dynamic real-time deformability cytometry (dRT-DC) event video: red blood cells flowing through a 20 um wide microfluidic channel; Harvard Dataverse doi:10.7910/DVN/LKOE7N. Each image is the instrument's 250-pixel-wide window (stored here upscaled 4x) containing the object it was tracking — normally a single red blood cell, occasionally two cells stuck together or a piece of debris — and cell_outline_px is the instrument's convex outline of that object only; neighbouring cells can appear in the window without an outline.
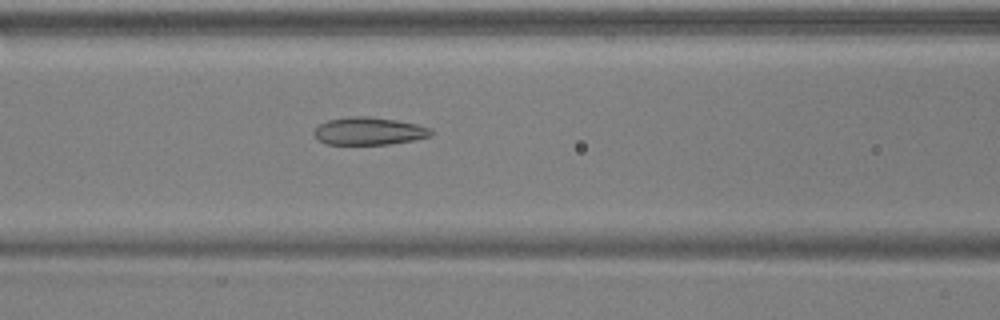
{"species": "common noctule bat (a hibernating species)", "species_latin": "Nyctalus noctula", "temperature_condition": "warm", "stored_images_in_passage": 29, "camera_frame_rate_fps": 3000, "um_per_image_px": 0.085, "animal": {"sex": "male", "body_mass_g": 17.9, "forearm_length_mm": 54.2}, "frame": {"image": 1, "passage_image": 7, "time_ms": 2.0, "image_size_px": [1000, 320], "cell_outline_px": [[432, 136], [416, 140], [388, 144], [328, 144], [320, 140], [312, 132], [320, 124], [328, 120], [348, 116], [368, 116], [396, 120], [416, 124], [432, 128]], "centroid_in_image_um": [31.4, 11.14], "position_along_channel_um": 135.2, "area_um2": 18.84}}
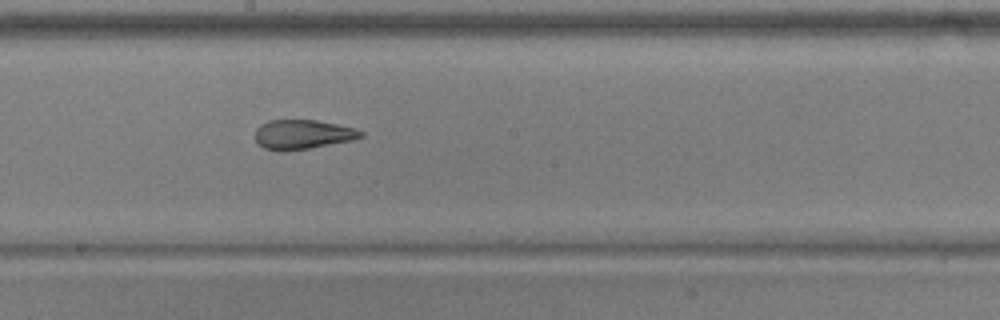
{"frame": {"image": 2, "passage_image": 14, "time_ms": 4.333, "image_size_px": [1000, 320], "cell_outline_px": [[364, 136], [352, 140], [288, 152], [276, 152], [264, 148], [256, 140], [256, 128], [260, 124], [268, 120], [316, 120], [356, 128], [364, 132]], "centroid_in_image_um": [25.71, 11.44], "position_along_channel_um": 222.5, "area_um2": 18.32}}
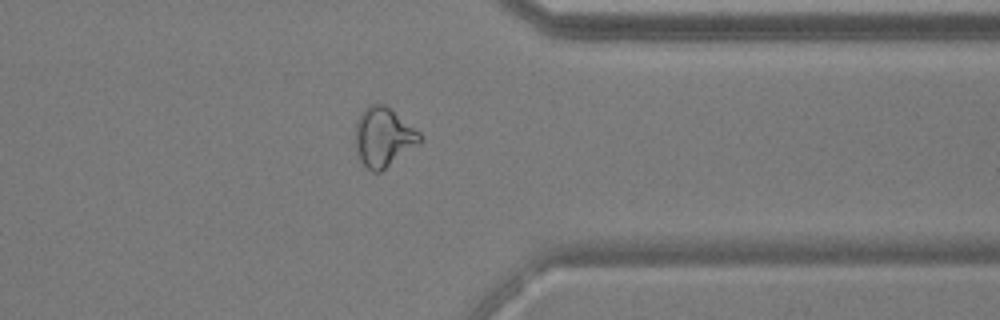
{"frame": {"image": 3, "passage_image": 27, "time_ms": 8.667, "image_size_px": [1000, 320], "cell_outline_px": [[424, 140], [420, 144], [380, 172], [372, 172], [356, 156], [356, 120], [360, 112], [368, 104], [384, 104], [420, 132], [424, 136]], "centroid_in_image_um": [32.6, 11.66], "position_along_channel_um": 378.8, "area_um2": 22.48}}